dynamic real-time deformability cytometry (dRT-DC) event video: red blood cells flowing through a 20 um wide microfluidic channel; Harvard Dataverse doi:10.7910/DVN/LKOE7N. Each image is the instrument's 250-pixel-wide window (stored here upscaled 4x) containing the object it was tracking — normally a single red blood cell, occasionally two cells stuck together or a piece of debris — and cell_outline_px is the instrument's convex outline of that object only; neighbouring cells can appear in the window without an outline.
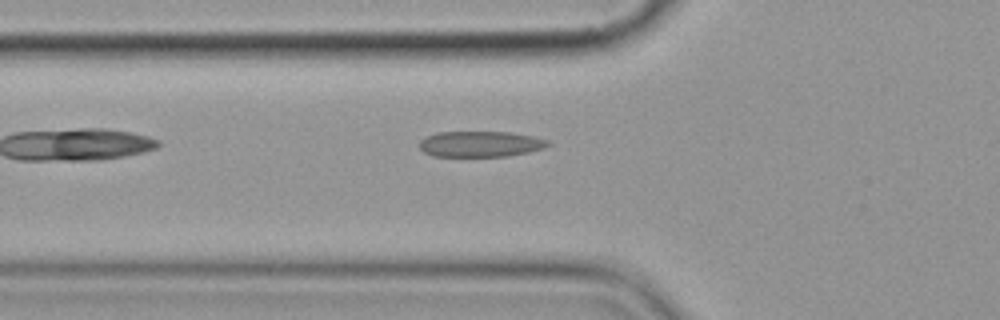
{"species": "common noctule bat (a hibernating species)", "species_latin": "Nyctalus noctula", "temperature_condition": "cold", "stored_images_in_passage": 2, "camera_frame_rate_fps": 3000, "um_per_image_px": 0.085, "animal": {"sex": "female", "body_mass_g": 19.9}, "frame": {"image": 1, "passage_image": 2, "time_ms": 1.333, "image_size_px": [1000, 320], "cell_outline_px": [[552, 144], [544, 148], [528, 152], [508, 156], [432, 156], [424, 152], [420, 148], [420, 140], [436, 132], [508, 132], [532, 136], [548, 140]], "centroid_in_image_um": [40.85, 12.24], "position_along_channel_um": 85.0, "area_um2": 19.25}}